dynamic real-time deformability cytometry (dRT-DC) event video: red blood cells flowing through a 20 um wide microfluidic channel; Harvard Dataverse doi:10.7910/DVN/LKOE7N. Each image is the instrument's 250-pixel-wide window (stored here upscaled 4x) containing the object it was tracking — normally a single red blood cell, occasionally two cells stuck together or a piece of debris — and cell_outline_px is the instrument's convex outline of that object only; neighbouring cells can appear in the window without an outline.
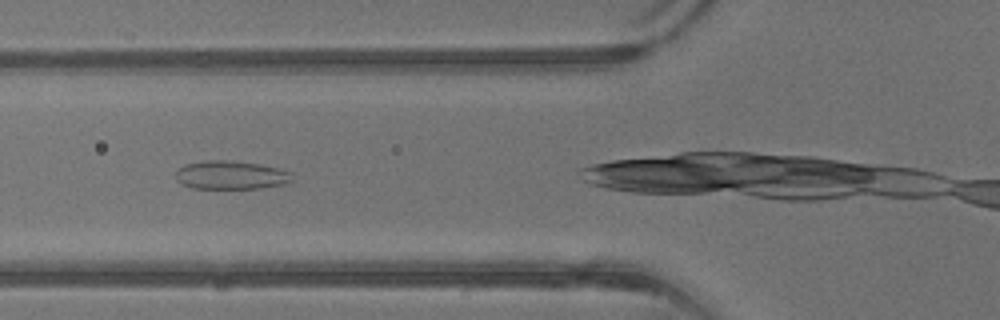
{"species": "common noctule bat (a hibernating species)", "species_latin": "Nyctalus noctula", "temperature_condition": "warm", "stored_images_in_passage": 12, "camera_frame_rate_fps": 3000, "um_per_image_px": 0.085, "animal": {"sex": "male", "body_mass_g": 13.3}, "frame": {"image": 1, "passage_image": 4, "time_ms": 1.0, "image_size_px": [1000, 320], "cell_outline_px": [[292, 180], [284, 184], [260, 188], [192, 188], [180, 184], [176, 180], [176, 172], [184, 164], [208, 160], [228, 160], [256, 164], [276, 168], [292, 172]], "centroid_in_image_um": [19.59, 14.89], "position_along_channel_um": 106.2, "area_um2": 19.19}}
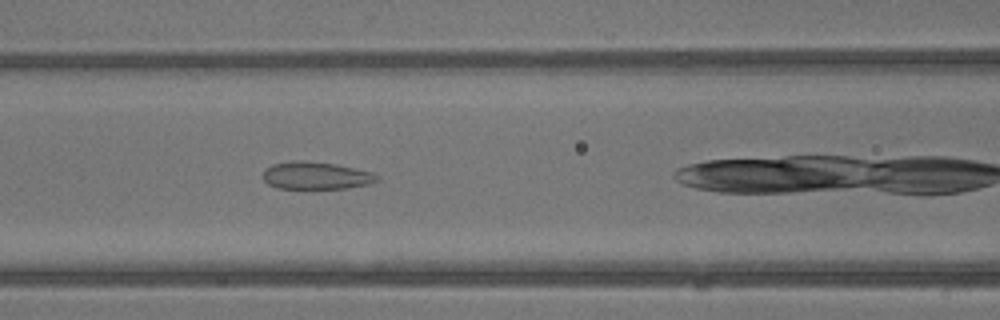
{"frame": {"image": 2, "passage_image": 6, "time_ms": 1.667, "image_size_px": [1000, 320], "cell_outline_px": [[380, 180], [368, 184], [348, 188], [276, 188], [268, 184], [264, 180], [264, 168], [272, 164], [292, 160], [300, 160], [336, 164], [372, 172], [380, 176]], "centroid_in_image_um": [26.86, 14.92], "position_along_channel_um": 139.7, "area_um2": 18.32}}
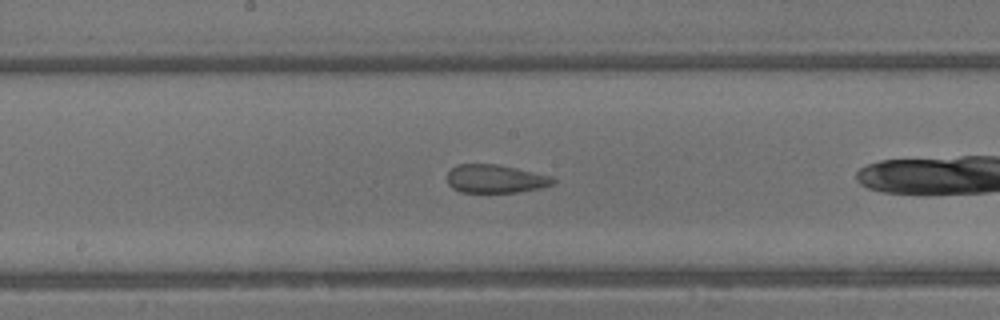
{"frame": {"image": 3, "passage_image": 10, "time_ms": 3.0, "image_size_px": [1000, 320], "cell_outline_px": [[556, 184], [540, 188], [520, 192], [460, 192], [452, 188], [448, 184], [448, 172], [456, 164], [500, 164], [552, 176], [556, 180]], "centroid_in_image_um": [42.14, 15.19], "position_along_channel_um": 206.1, "area_um2": 17.69}}